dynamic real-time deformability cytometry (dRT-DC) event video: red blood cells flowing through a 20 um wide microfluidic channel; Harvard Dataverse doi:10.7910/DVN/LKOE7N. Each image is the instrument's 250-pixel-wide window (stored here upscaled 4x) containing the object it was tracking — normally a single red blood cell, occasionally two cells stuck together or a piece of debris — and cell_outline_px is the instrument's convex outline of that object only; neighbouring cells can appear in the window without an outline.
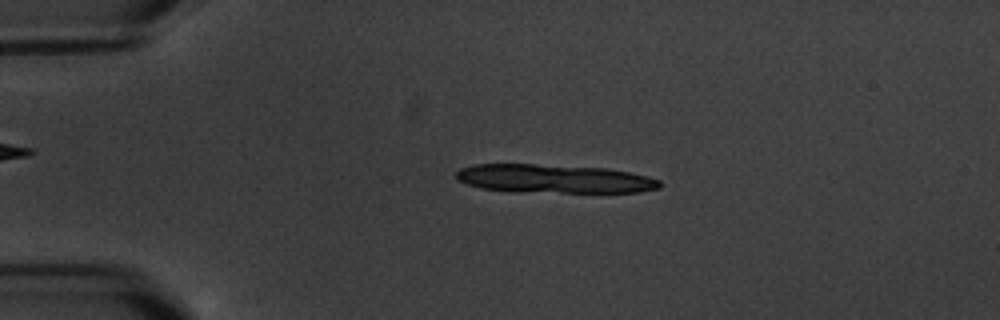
{"species": "common noctule bat (a hibernating species)", "species_latin": "Nyctalus noctula", "temperature_condition": "warm", "stored_images_in_passage": 15, "segment_of_instrument_passage": [1, 2], "camera_frame_rate_fps": 3000, "um_per_image_px": 0.085, "animal": {"sex": "male", "body_mass_g": 20.1, "forearm_length_mm": 53.5}, "frame": {"image": 1, "passage_image": 3, "time_ms": 2.333, "image_size_px": [1000, 320], "cell_outline_px": [[660, 188], [640, 192], [512, 192], [480, 188], [456, 180], [456, 172], [460, 168], [472, 164], [532, 164], [608, 168], [628, 172], [660, 180]], "centroid_in_image_um": [47.03, 15.2], "position_along_channel_um": 38.0, "area_um2": 34.04}}